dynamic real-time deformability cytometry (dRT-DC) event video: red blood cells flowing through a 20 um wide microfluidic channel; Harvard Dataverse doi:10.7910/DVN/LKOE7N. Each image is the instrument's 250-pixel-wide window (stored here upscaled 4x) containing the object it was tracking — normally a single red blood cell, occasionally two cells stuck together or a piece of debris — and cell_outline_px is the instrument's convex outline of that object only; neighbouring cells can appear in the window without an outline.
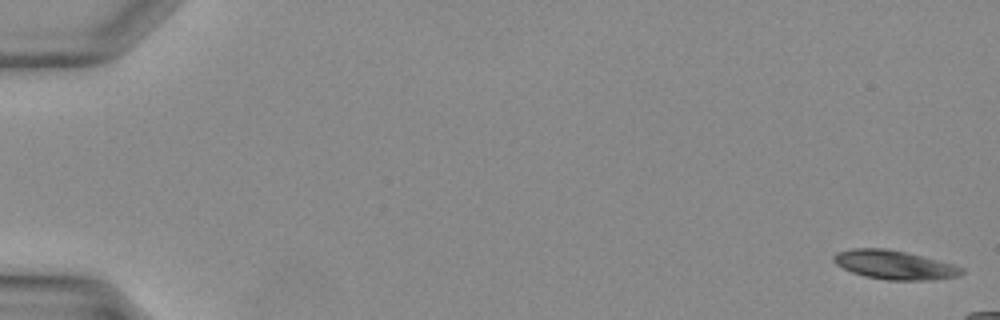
{"species": "Egyptian fruit bat (a non-hibernating species)", "species_latin": "Rousettus aegyptiacus", "temperature_condition": "warm", "stored_images_in_passage": 9, "camera_frame_rate_fps": 3000, "um_per_image_px": 0.085, "animal": {"sex": "female"}, "frame": {"image": 1, "passage_image": 1, "time_ms": 0.0, "image_size_px": [1000, 320], "cell_outline_px": [[964, 272], [956, 276], [932, 280], [888, 280], [864, 276], [852, 272], [836, 264], [832, 260], [832, 256], [836, 252], [852, 248], [884, 248], [904, 252], [952, 264], [964, 268]], "centroid_in_image_um": [75.97, 22.51], "position_along_channel_um": 9.0, "area_um2": 21.33}}